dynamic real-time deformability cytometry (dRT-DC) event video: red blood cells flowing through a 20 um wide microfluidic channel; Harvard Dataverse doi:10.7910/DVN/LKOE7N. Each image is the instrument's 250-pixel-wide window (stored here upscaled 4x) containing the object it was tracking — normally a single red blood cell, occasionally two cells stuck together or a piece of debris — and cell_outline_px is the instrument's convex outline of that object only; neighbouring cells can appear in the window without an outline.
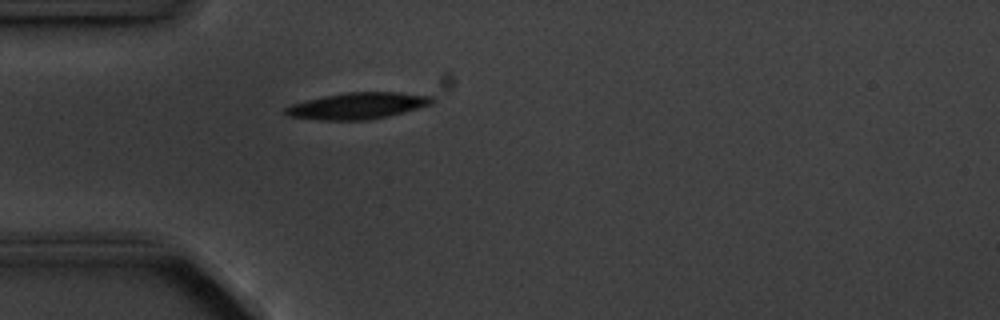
{"species": "common noctule bat (a hibernating species)", "species_latin": "Nyctalus noctula", "temperature_condition": "cold", "stored_images_in_passage": 1, "camera_frame_rate_fps": 3000, "um_per_image_px": 0.085, "animal": {"sex": "male", "body_mass_g": 20.1, "forearm_length_mm": 53.5}, "frame": {"image": 1, "passage_image": 1, "time_ms": 0.0, "image_size_px": [1000, 320], "cell_outline_px": [[436, 100], [432, 104], [404, 112], [388, 116], [368, 120], [320, 120], [288, 116], [280, 112], [284, 108], [292, 104], [304, 100], [344, 92], [400, 92], [436, 96]], "centroid_in_image_um": [30.4, 8.99], "position_along_channel_um": 54.6, "area_um2": 22.95}}